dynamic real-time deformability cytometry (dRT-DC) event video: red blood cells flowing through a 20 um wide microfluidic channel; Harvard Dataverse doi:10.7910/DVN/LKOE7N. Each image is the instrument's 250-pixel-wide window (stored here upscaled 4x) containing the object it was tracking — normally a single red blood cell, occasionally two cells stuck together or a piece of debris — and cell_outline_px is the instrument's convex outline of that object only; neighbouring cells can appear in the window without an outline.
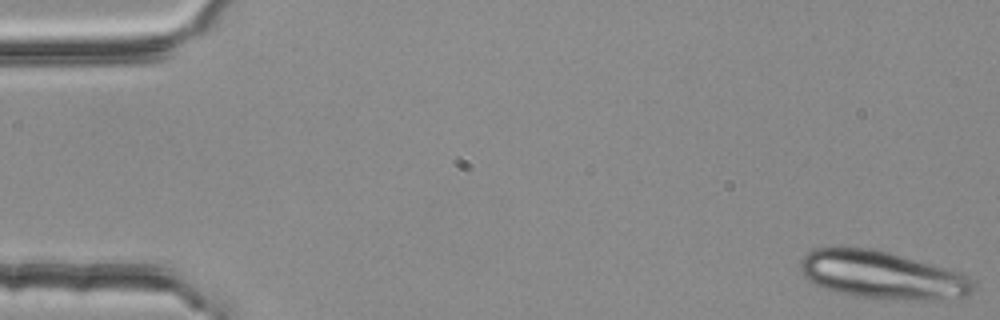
{"species": "common noctule bat (a hibernating species)", "species_latin": "Nyctalus noctula", "temperature_condition": "room temperature", "stored_images_in_passage": 52, "segment_of_instrument_passage": [1, 2], "camera_frame_rate_fps": 3000, "um_per_image_px": 0.085, "animal": {"sex": "female", "body_mass_g": 25.1}, "frame": {"image": 1, "passage_image": 1, "time_ms": 0.0, "image_size_px": [1000, 320], "cell_outline_px": [[976, 284], [972, 292], [968, 296], [932, 300], [912, 300], [856, 296], [824, 288], [808, 280], [804, 276], [800, 268], [800, 260], [808, 252], [816, 248], [836, 244], [840, 244], [876, 248], [960, 272], [972, 280]], "centroid_in_image_um": [74.94, 23.33], "position_along_channel_um": 10.1, "area_um2": 48.78}}